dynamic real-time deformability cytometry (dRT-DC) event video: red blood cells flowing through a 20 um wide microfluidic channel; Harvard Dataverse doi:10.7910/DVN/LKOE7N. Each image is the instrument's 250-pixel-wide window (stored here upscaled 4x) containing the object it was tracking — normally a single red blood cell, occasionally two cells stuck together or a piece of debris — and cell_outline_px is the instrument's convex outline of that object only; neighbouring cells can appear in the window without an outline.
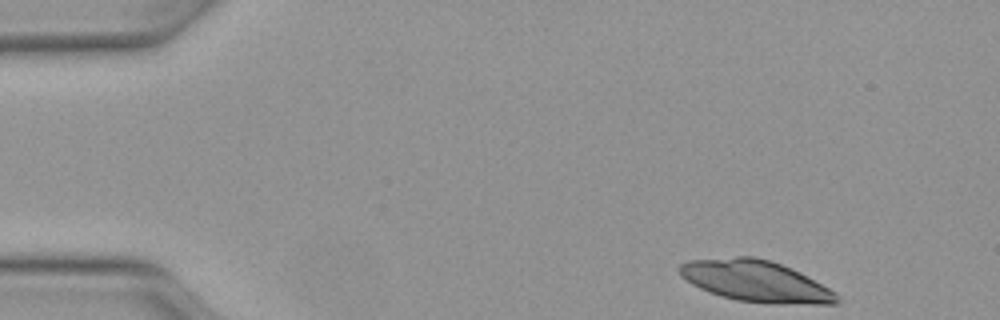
{"species": "Egyptian fruit bat (a non-hibernating species)", "species_latin": "Rousettus aegyptiacus", "temperature_condition": "warm", "stored_images_in_passage": 45, "camera_frame_rate_fps": 3000, "um_per_image_px": 0.085, "animal": {"sex": "female"}, "frame": {"image": 1, "passage_image": 1, "time_ms": 0.0, "image_size_px": [1000, 320], "cell_outline_px": [[840, 304], [776, 304], [736, 300], [720, 296], [708, 292], [692, 284], [680, 276], [676, 268], [680, 264], [688, 260], [736, 256], [752, 256], [768, 260], [780, 264], [800, 272], [836, 292], [840, 296]], "centroid_in_image_um": [64.23, 23.9], "position_along_channel_um": 20.8, "area_um2": 38.21}}